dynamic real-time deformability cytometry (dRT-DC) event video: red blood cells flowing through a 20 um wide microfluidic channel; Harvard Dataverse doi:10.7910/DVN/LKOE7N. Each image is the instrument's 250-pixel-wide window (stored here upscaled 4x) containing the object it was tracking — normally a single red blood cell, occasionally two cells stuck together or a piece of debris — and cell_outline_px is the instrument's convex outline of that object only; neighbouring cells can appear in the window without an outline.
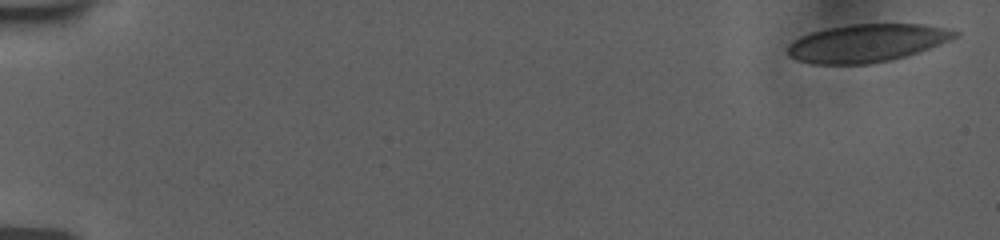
{"species": "human", "species_latin": "Homo sapiens", "temperature_condition": "room temperature", "stored_images_in_passage": 46, "camera_frame_rate_fps": 3000, "um_per_image_px": 0.085, "donor": {"sex": "female"}, "frame": {"image": 1, "passage_image": 1, "time_ms": 0.0, "image_size_px": [1000, 240], "cell_outline_px": [[960, 32], [956, 36], [948, 40], [928, 48], [904, 56], [888, 60], [868, 64], [812, 64], [796, 60], [788, 52], [788, 44], [800, 36], [812, 32], [828, 28], [848, 24], [920, 24]], "centroid_in_image_um": [73.6, 3.66], "position_along_channel_um": 11.4, "area_um2": 36.3}}
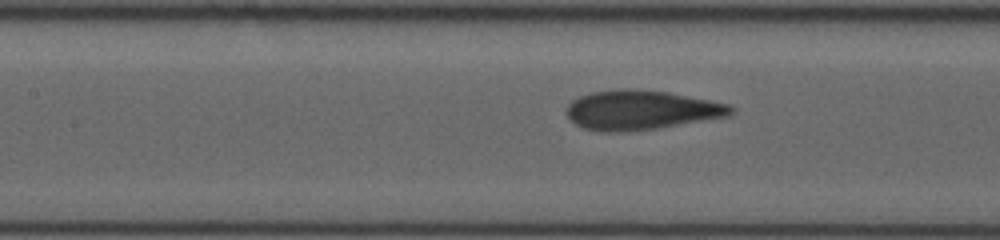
{"frame": {"image": 2, "passage_image": 20, "time_ms": 8.333, "image_size_px": [1000, 240], "cell_outline_px": [[736, 108], [728, 116], [656, 128], [584, 128], [576, 124], [568, 116], [568, 104], [572, 100], [580, 96], [592, 92], [616, 88], [636, 88], [668, 92], [728, 104]], "centroid_in_image_um": [54.55, 9.28], "position_along_channel_um": 152.9, "area_um2": 36.24}}
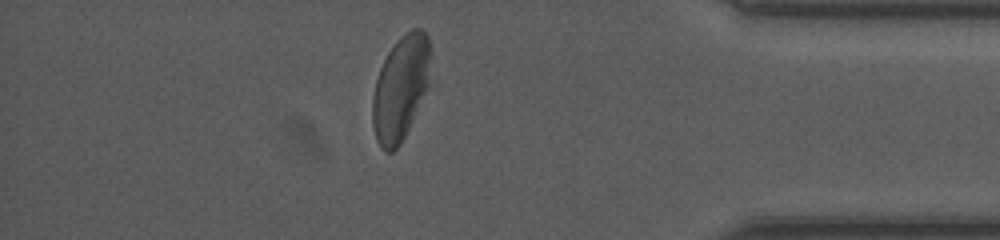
{"frame": {"image": 3, "passage_image": 40, "time_ms": 15.667, "image_size_px": [1000, 240], "cell_outline_px": [[428, 88], [400, 144], [392, 152], [384, 152], [380, 148], [376, 140], [372, 124], [372, 96], [376, 80], [380, 68], [388, 52], [396, 40], [400, 36], [412, 28], [420, 28], [428, 36]], "centroid_in_image_um": [34.0, 7.51], "position_along_channel_um": 401.2, "area_um2": 34.97}, "authors_computed_cell_mechanics": {"area_um2": 37.1654, "velocity_mm_per_s": 3.7496, "shape_relaxation_time_tau1_ms": 5.0357, "shape_relaxation_time_tau2_ms": 0.8627, "deformation_change_tau1": 0.1701, "deformation_change_tau2": 0.06}}